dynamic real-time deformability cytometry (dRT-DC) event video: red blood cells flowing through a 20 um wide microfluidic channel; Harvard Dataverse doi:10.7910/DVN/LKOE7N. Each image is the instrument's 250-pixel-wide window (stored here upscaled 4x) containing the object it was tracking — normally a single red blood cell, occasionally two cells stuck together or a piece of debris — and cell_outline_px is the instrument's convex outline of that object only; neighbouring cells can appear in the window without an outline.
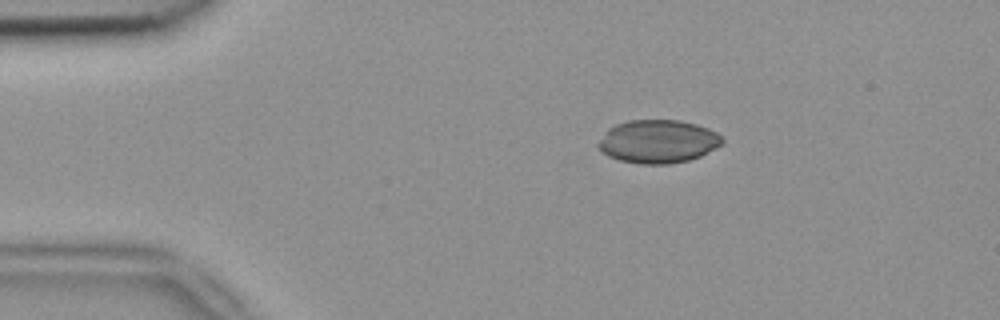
{"species": "common noctule bat (a hibernating species)", "species_latin": "Nyctalus noctula", "temperature_condition": "room temperature", "stored_images_in_passage": 44, "camera_frame_rate_fps": 3000, "um_per_image_px": 0.085, "animal": {"sex": "female", "body_mass_g": 18.4}, "frame": {"image": 1, "passage_image": 1, "time_ms": 0.0, "image_size_px": [1000, 320], "cell_outline_px": [[724, 144], [700, 156], [688, 160], [668, 164], [640, 164], [620, 160], [608, 156], [596, 144], [608, 128], [616, 124], [628, 120], [680, 120], [696, 124], [708, 128], [716, 132], [724, 140]], "centroid_in_image_um": [55.94, 12.02], "position_along_channel_um": 29.1, "area_um2": 31.27}}
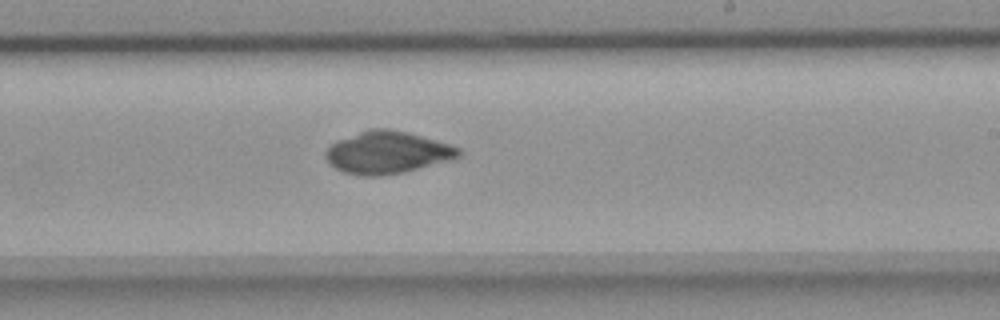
{"frame": {"image": 2, "passage_image": 23, "time_ms": 7.333, "image_size_px": [1000, 320], "cell_outline_px": [[460, 156], [452, 160], [404, 172], [380, 176], [360, 176], [344, 172], [336, 168], [324, 156], [324, 152], [336, 140], [368, 128], [388, 128], [408, 132], [452, 144], [460, 148]], "centroid_in_image_um": [32.94, 12.95], "position_along_channel_um": 256.1, "area_um2": 33.06}}
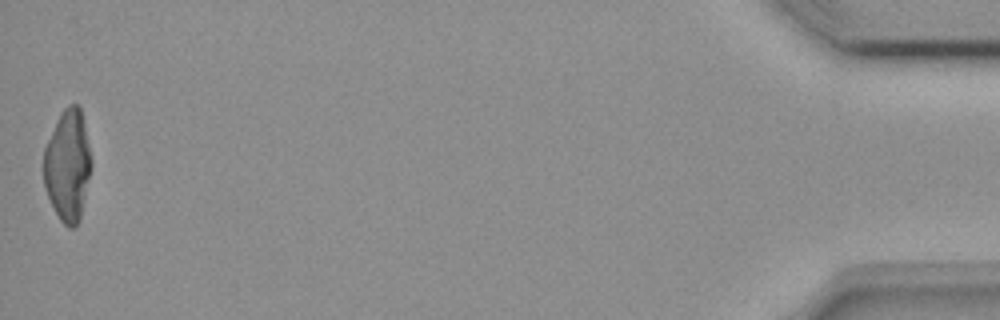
{"frame": {"image": 3, "passage_image": 44, "time_ms": 14.333, "image_size_px": [1000, 320], "cell_outline_px": [[92, 168], [80, 220], [72, 228], [68, 228], [60, 220], [44, 188], [44, 148], [60, 112], [68, 104], [76, 104], [80, 108], [84, 124], [92, 160]], "centroid_in_image_um": [5.77, 14.07], "position_along_channel_um": 429.4, "area_um2": 30.98}}